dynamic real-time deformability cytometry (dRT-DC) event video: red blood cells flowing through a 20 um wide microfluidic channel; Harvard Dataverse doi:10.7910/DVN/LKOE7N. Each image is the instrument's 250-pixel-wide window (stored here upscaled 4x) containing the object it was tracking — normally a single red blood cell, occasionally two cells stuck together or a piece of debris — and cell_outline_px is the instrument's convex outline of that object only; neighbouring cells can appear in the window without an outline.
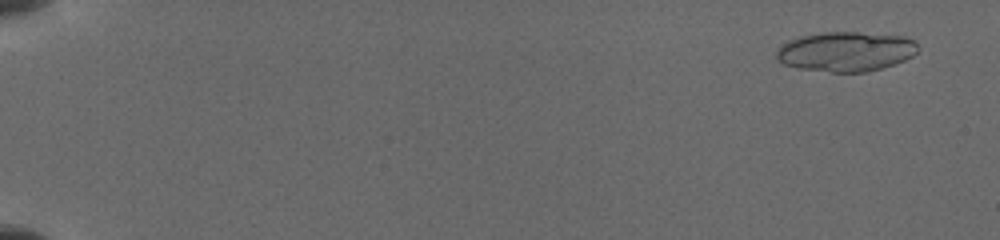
{"species": "common noctule bat (a hibernating species)", "species_latin": "Nyctalus noctula", "temperature_condition": "cold", "stored_images_in_passage": 26, "camera_frame_rate_fps": 3000, "um_per_image_px": 0.085, "animal": {"sex": "female", "body_mass_g": 19.5, "forearm_length_mm": 54.1}, "frame": {"image": 1, "passage_image": 5, "time_ms": 1.0, "image_size_px": [1000, 240], "cell_outline_px": [[920, 48], [912, 56], [904, 60], [868, 72], [832, 72], [796, 68], [784, 64], [776, 60], [776, 52], [780, 44], [788, 40], [800, 36], [824, 32], [860, 32], [904, 36], [916, 40]], "centroid_in_image_um": [71.88, 4.37], "position_along_channel_um": 13.1, "area_um2": 33.06}}